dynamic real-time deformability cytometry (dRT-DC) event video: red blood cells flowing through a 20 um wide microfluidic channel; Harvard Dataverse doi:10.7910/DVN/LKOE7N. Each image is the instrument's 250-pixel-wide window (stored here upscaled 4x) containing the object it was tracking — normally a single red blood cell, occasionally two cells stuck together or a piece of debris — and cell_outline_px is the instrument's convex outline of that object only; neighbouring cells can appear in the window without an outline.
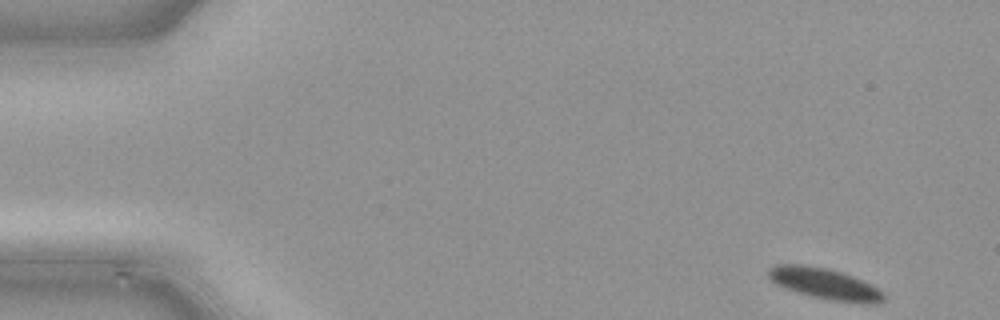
{"species": "common noctule bat (a hibernating species)", "species_latin": "Nyctalus noctula", "temperature_condition": "cold", "stored_images_in_passage": 47, "camera_frame_rate_fps": 3000, "um_per_image_px": 0.085, "animal": {"sex": "male", "body_mass_g": 21.5, "forearm_length_mm": 52.0}, "frame": {"image": 1, "passage_image": 1, "time_ms": 0.0, "image_size_px": [1000, 320], "cell_outline_px": [[884, 300], [876, 304], [868, 304], [832, 300], [812, 296], [796, 292], [784, 288], [776, 284], [768, 276], [768, 268], [776, 264], [800, 264], [824, 268], [840, 272], [852, 276], [872, 284], [884, 292]], "centroid_in_image_um": [70.11, 24.12], "position_along_channel_um": 14.9, "area_um2": 20.81}}
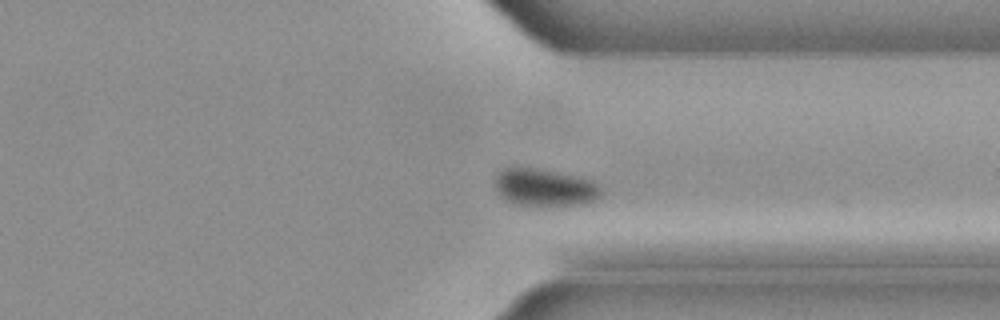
{"frame": {"image": 2, "passage_image": 35, "time_ms": 11.333, "image_size_px": [1000, 320], "cell_outline_px": [[604, 192], [600, 196], [584, 204], [520, 204], [504, 200], [500, 196], [496, 188], [496, 172], [504, 168], [532, 168], [560, 172], [580, 176], [596, 180], [604, 188]], "centroid_in_image_um": [46.37, 15.9], "position_along_channel_um": 365.0, "area_um2": 23.12}}
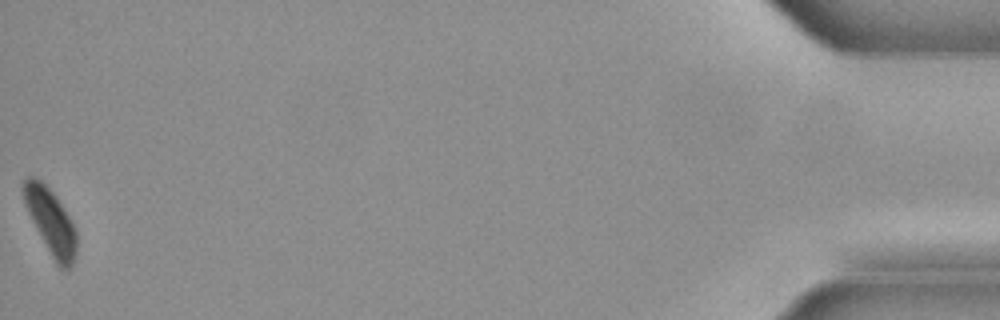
{"frame": {"image": 3, "passage_image": 47, "time_ms": 15.333, "image_size_px": [1000, 320], "cell_outline_px": [[76, 252], [72, 264], [68, 268], [60, 268], [56, 264], [36, 228], [24, 204], [20, 188], [24, 180], [28, 176], [32, 176], [40, 180], [56, 196], [68, 216], [76, 232]], "centroid_in_image_um": [4.27, 18.79], "position_along_channel_um": 430.9, "area_um2": 19.88}}